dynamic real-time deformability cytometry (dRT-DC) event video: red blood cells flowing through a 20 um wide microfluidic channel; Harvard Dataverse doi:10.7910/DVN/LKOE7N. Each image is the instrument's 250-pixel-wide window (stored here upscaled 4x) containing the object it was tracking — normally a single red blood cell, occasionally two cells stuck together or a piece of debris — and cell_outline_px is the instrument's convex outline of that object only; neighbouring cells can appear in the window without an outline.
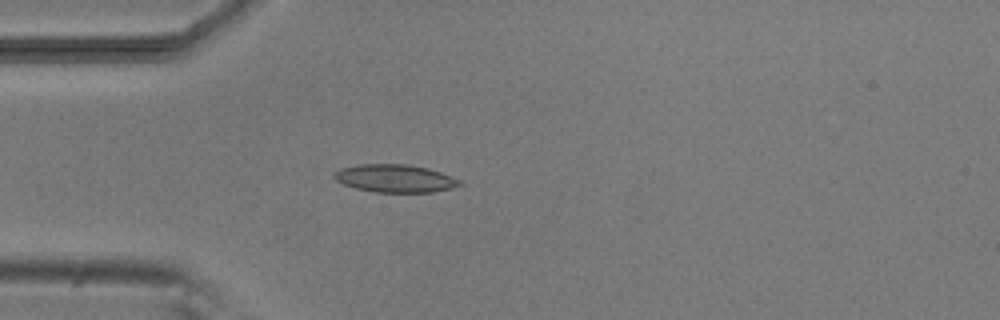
{"species": "common noctule bat (a hibernating species)", "species_latin": "Nyctalus noctula", "temperature_condition": "room temperature", "stored_images_in_passage": 5, "camera_frame_rate_fps": 3000, "um_per_image_px": 0.085, "animal": {"sex": "male", "body_mass_g": 20.5, "forearm_length_mm": 52.5}, "frame": {"image": 1, "passage_image": 5, "time_ms": 4.333, "image_size_px": [1000, 320], "cell_outline_px": [[464, 184], [452, 188], [432, 192], [376, 192], [356, 188], [344, 184], [336, 180], [332, 176], [340, 168], [360, 164], [408, 164], [428, 168], [452, 176], [460, 180]], "centroid_in_image_um": [33.6, 15.16], "position_along_channel_um": 51.4, "area_um2": 20.35}}